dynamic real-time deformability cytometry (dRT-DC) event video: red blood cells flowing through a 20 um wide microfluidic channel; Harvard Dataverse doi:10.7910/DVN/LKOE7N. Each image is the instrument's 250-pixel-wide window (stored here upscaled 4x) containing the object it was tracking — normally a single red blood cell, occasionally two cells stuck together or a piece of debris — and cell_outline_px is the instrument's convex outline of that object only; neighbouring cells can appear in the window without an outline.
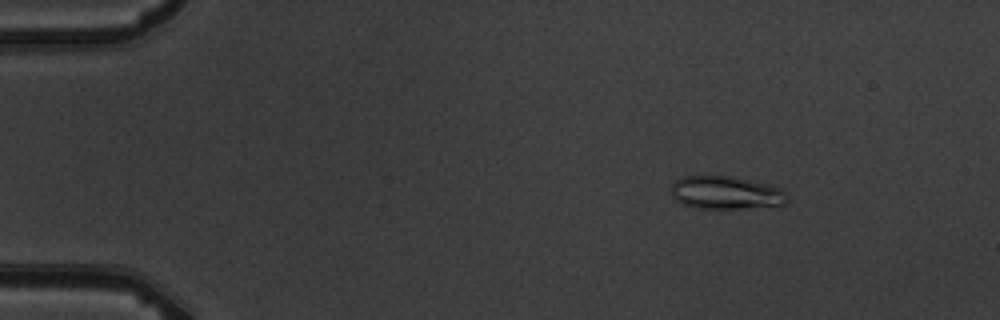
{"species": "common noctule bat (a hibernating species)", "species_latin": "Nyctalus noctula", "temperature_condition": "warm", "stored_images_in_passage": 16, "camera_frame_rate_fps": 3000, "um_per_image_px": 0.085, "animal": {"sex": "male", "body_mass_g": 19.5, "forearm_length_mm": 54.6}, "frame": {"image": 1, "passage_image": 3, "time_ms": 2.333, "image_size_px": [1000, 320], "cell_outline_px": [[788, 204], [740, 208], [696, 208], [680, 204], [672, 196], [672, 184], [680, 176], [732, 176], [768, 184], [780, 188], [788, 196]], "centroid_in_image_um": [61.68, 16.38], "position_along_channel_um": 23.3, "area_um2": 22.37}}
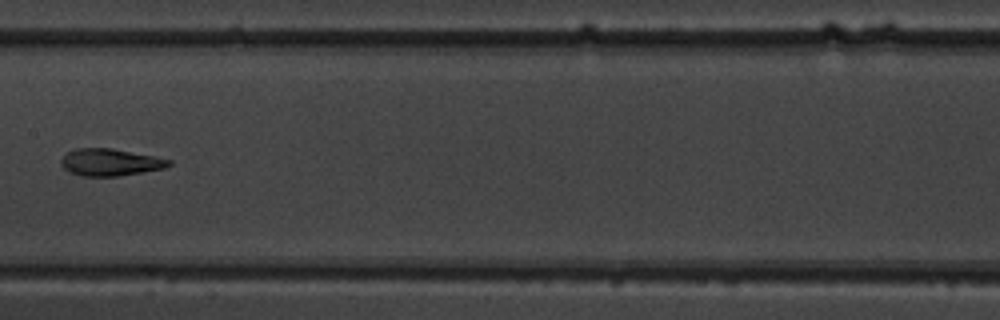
{"frame": {"image": 2, "passage_image": 9, "time_ms": 9.333, "image_size_px": [1000, 320], "cell_outline_px": [[172, 164], [164, 168], [116, 176], [80, 176], [64, 168], [60, 164], [60, 160], [68, 152], [76, 148], [112, 148], [172, 160]], "centroid_in_image_um": [9.35, 13.79], "position_along_channel_um": 198.1, "area_um2": 16.76}}
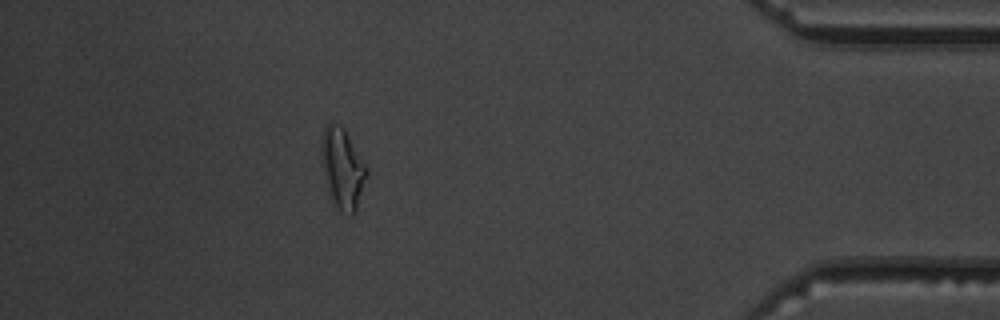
{"frame": {"image": 3, "passage_image": 15, "time_ms": 16.0, "image_size_px": [1000, 320], "cell_outline_px": [[368, 176], [356, 212], [352, 216], [340, 212], [328, 192], [320, 160], [320, 140], [324, 128], [328, 124], [340, 124], [344, 128], [368, 168]], "centroid_in_image_um": [29.11, 14.34], "position_along_channel_um": 406.1, "area_um2": 21.68}, "authors_computed_cell_mechanics": {"area_um2": 18.0047, "velocity_mm_per_s": 3.7646, "shape_relaxation_time_tau1_ms": 4.8934, "shape_relaxation_time_tau2_ms": 2.4242, "deformation_change_tau1": 0.1615, "deformation_change_tau2": 0.0767}}